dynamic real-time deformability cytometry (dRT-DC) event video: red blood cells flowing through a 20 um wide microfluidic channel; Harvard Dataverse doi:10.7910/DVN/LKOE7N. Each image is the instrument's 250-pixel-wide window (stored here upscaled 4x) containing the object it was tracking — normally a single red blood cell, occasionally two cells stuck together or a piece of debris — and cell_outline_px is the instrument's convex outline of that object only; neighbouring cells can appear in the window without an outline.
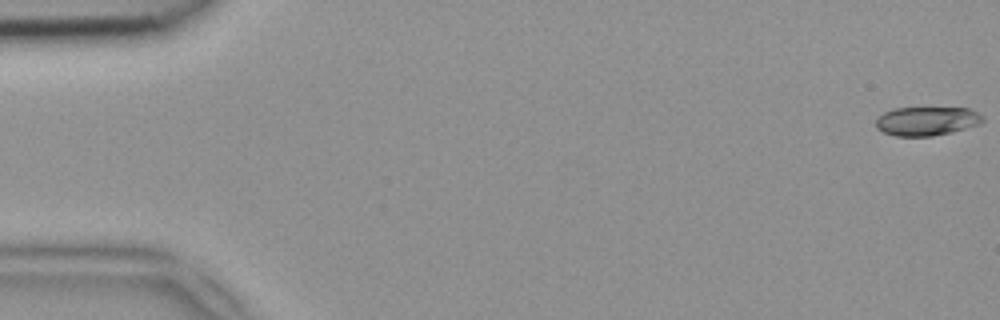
{"species": "common noctule bat (a hibernating species)", "species_latin": "Nyctalus noctula", "temperature_condition": "room temperature", "stored_images_in_passage": 18, "camera_frame_rate_fps": 3000, "um_per_image_px": 0.085, "animal": {"sex": "female", "body_mass_g": 18.4}, "frame": {"image": 1, "passage_image": 1, "time_ms": 0.0, "image_size_px": [1000, 320], "cell_outline_px": [[984, 120], [980, 124], [932, 136], [896, 136], [884, 132], [876, 128], [876, 116], [884, 112], [896, 108], [968, 108], [984, 116]], "centroid_in_image_um": [78.74, 10.28], "position_along_channel_um": 6.3, "area_um2": 17.86}}